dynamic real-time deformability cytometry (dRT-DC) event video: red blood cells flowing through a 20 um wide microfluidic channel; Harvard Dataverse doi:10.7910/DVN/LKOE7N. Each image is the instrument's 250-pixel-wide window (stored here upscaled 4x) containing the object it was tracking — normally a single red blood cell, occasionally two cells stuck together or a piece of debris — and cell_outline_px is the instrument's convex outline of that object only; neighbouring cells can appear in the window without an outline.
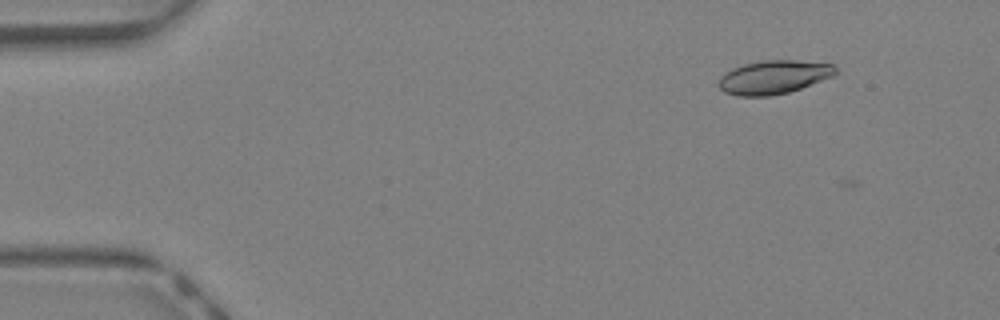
{"species": "Egyptian fruit bat (a non-hibernating species)", "species_latin": "Rousettus aegyptiacus", "temperature_condition": "warm", "stored_images_in_passage": 3, "camera_frame_rate_fps": 3000, "um_per_image_px": 0.085, "animal": {"sex": "female"}, "frame": {"image": 1, "passage_image": 2, "time_ms": 0.333, "image_size_px": [1000, 320], "cell_outline_px": [[836, 72], [832, 76], [800, 88], [788, 92], [768, 96], [740, 96], [724, 92], [720, 88], [720, 76], [724, 72], [732, 68], [744, 64], [764, 60], [796, 60], [836, 64]], "centroid_in_image_um": [65.76, 6.54], "position_along_channel_um": 19.2, "area_um2": 22.72}}